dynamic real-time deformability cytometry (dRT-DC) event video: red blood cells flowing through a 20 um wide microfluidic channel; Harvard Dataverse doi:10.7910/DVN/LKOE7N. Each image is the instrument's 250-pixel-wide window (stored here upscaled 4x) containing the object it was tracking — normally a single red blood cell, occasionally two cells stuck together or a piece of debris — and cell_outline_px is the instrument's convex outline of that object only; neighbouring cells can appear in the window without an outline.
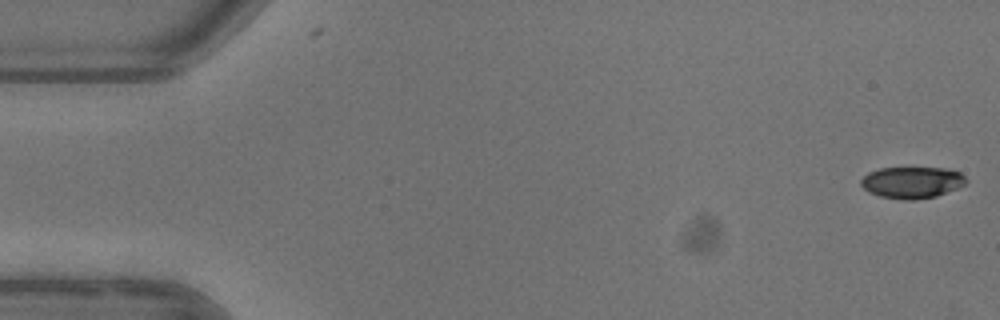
{"species": "common noctule bat (a hibernating species)", "species_latin": "Nyctalus noctula", "temperature_condition": "warm", "stored_images_in_passage": 5, "camera_frame_rate_fps": 3000, "um_per_image_px": 0.085, "animal": {"sex": "female"}, "frame": {"image": 1, "passage_image": 1, "time_ms": 0.0, "image_size_px": [1000, 320], "cell_outline_px": [[968, 180], [964, 184], [956, 188], [936, 196], [916, 200], [904, 200], [880, 196], [868, 192], [860, 184], [860, 180], [868, 172], [880, 168], [948, 168], [960, 172]], "centroid_in_image_um": [77.5, 15.5], "position_along_channel_um": 7.5, "area_um2": 19.36}}
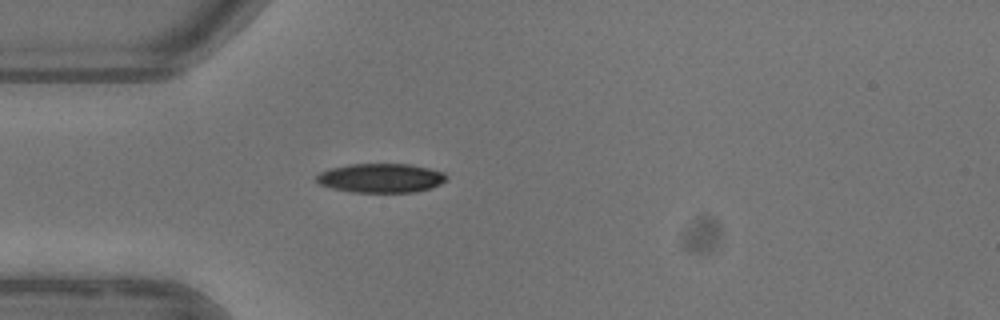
{"frame": {"image": 2, "passage_image": 5, "time_ms": 4.667, "image_size_px": [1000, 320], "cell_outline_px": [[448, 176], [440, 184], [432, 188], [416, 192], [352, 192], [332, 188], [320, 184], [316, 180], [316, 176], [320, 172], [328, 168], [348, 164], [408, 164], [428, 168], [444, 172]], "centroid_in_image_um": [32.36, 15.13], "position_along_channel_um": 52.6, "area_um2": 22.14}}